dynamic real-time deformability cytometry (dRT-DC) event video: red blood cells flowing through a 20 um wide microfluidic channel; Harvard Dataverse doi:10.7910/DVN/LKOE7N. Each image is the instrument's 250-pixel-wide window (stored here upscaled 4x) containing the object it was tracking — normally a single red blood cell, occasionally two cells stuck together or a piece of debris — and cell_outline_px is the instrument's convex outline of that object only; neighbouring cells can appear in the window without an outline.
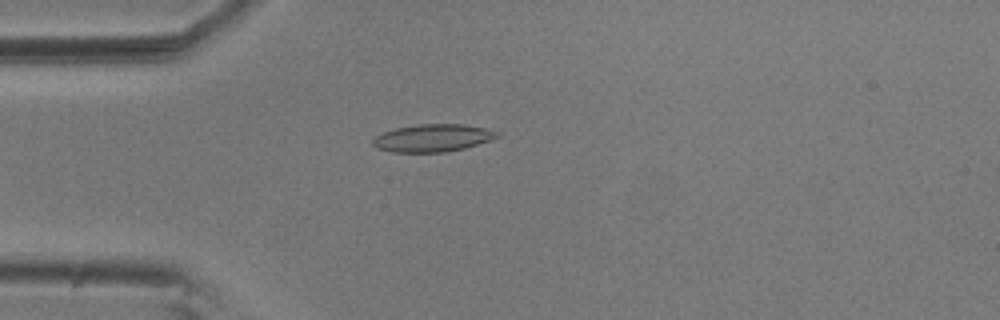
{"species": "common noctule bat (a hibernating species)", "species_latin": "Nyctalus noctula", "temperature_condition": "room temperature", "stored_images_in_passage": 56, "camera_frame_rate_fps": 3000, "um_per_image_px": 0.085, "animal": {"sex": "male", "body_mass_g": 20.5, "forearm_length_mm": 52.5}, "frame": {"image": 1, "passage_image": 15, "time_ms": 4.667, "image_size_px": [1000, 320], "cell_outline_px": [[500, 136], [464, 148], [444, 152], [392, 152], [376, 148], [372, 144], [372, 140], [376, 136], [384, 132], [396, 128], [420, 124], [464, 124], [484, 128], [500, 132]], "centroid_in_image_um": [36.76, 11.73], "position_along_channel_um": 48.2, "area_um2": 19.77}}
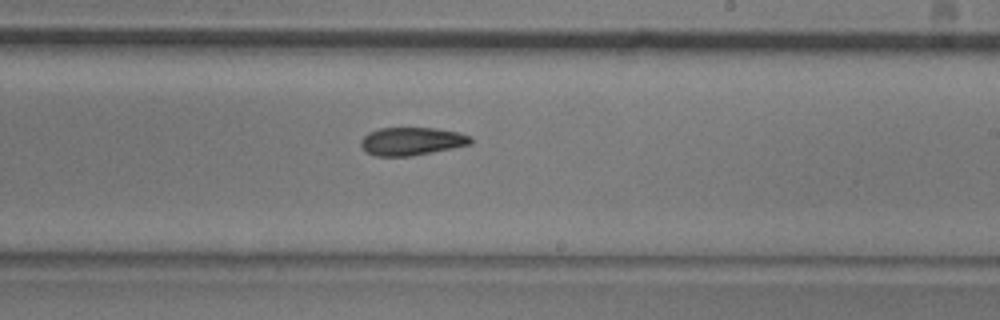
{"frame": {"image": 2, "passage_image": 33, "time_ms": 10.667, "image_size_px": [1000, 320], "cell_outline_px": [[472, 144], [412, 156], [376, 156], [368, 152], [360, 144], [360, 140], [368, 132], [380, 128], [436, 128], [460, 132], [472, 136]], "centroid_in_image_um": [35.02, 12.0], "position_along_channel_um": 254.0, "area_um2": 17.98}}
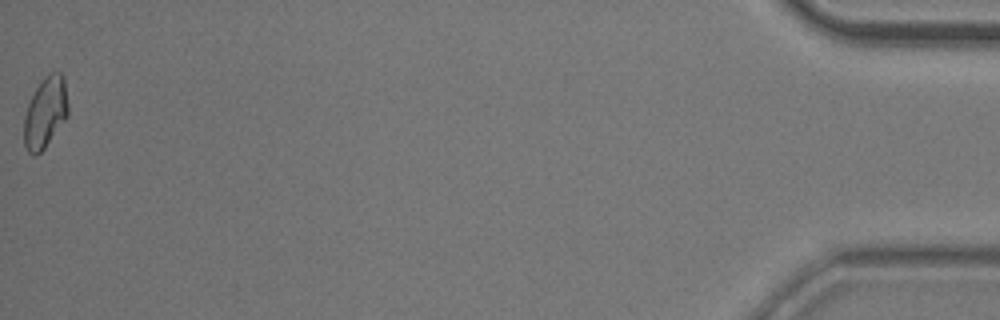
{"frame": {"image": 3, "passage_image": 56, "time_ms": 18.333, "image_size_px": [1000, 320], "cell_outline_px": [[68, 116], [44, 148], [36, 156], [32, 156], [28, 152], [24, 144], [24, 116], [28, 104], [36, 88], [44, 76], [52, 72], [60, 72], [64, 76], [68, 104]], "centroid_in_image_um": [3.86, 9.56], "position_along_channel_um": 431.3, "area_um2": 18.26}, "authors_computed_cell_mechanics": {"area_um2": 18.2648, "velocity_mm_per_s": 3.6298, "shape_relaxation_time_tau1_ms": null, "shape_relaxation_time_tau2_ms": 6.2563, "deformation_change_tau1": null, "deformation_change_tau2": 0.1176}}